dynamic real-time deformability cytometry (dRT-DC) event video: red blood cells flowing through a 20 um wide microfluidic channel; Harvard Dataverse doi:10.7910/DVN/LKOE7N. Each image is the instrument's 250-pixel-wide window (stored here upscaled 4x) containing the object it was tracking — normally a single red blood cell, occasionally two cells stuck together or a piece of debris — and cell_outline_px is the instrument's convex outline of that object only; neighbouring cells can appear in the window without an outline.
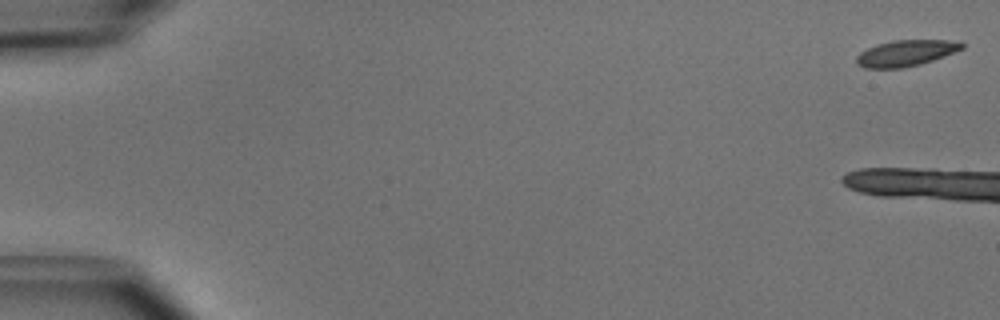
{"species": "common noctule bat (a hibernating species)", "species_latin": "Nyctalus noctula", "temperature_condition": "cold", "stored_images_in_passage": 5, "camera_frame_rate_fps": 3000, "um_per_image_px": 0.085, "animal": {"sex": "male", "body_mass_g": 15.6}, "frame": {"image": 1, "passage_image": 1, "time_ms": 0.0, "image_size_px": [1000, 320], "cell_outline_px": [[964, 48], [944, 56], [920, 64], [904, 68], [864, 68], [856, 64], [856, 56], [860, 52], [876, 44], [892, 40], [948, 40], [964, 44]], "centroid_in_image_um": [76.95, 4.52], "position_along_channel_um": 8.1, "area_um2": 16.01}}